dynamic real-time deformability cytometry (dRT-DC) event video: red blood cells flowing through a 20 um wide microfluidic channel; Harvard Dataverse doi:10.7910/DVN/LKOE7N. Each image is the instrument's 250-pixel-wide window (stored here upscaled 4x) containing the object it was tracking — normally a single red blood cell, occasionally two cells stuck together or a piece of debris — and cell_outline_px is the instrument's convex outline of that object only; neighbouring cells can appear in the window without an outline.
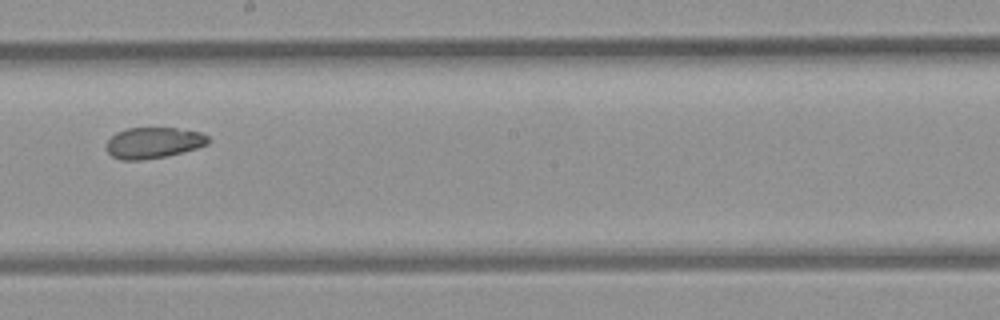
{"species": "common noctule bat (a hibernating species)", "species_latin": "Nyctalus noctula", "temperature_condition": "room temperature", "stored_images_in_passage": 8, "camera_frame_rate_fps": 3000, "um_per_image_px": 0.085, "animal": {"sex": "female", "body_mass_g": 21.9}, "frame": {"image": 1, "passage_image": 8, "time_ms": 9.0, "image_size_px": [1000, 320], "cell_outline_px": [[208, 144], [196, 148], [164, 156], [140, 160], [120, 160], [112, 156], [104, 148], [108, 140], [116, 132], [124, 128], [176, 128], [200, 132], [208, 136]], "centroid_in_image_um": [12.98, 12.13], "position_along_channel_um": 235.2, "area_um2": 18.32}}